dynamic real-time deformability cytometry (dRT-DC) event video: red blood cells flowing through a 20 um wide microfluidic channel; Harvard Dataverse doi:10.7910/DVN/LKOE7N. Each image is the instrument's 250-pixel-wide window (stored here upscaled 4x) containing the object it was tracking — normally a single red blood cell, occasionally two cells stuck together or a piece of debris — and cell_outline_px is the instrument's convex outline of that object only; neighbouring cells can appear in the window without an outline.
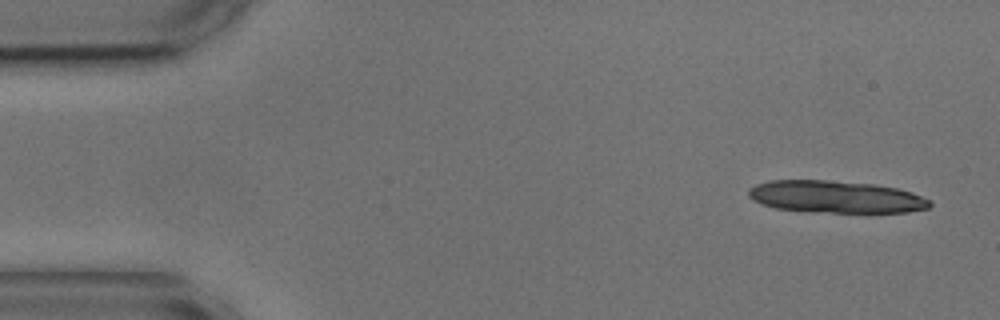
{"species": "common noctule bat (a hibernating species)", "species_latin": "Nyctalus noctula", "temperature_condition": "cold", "stored_images_in_passage": 4, "camera_frame_rate_fps": 3000, "um_per_image_px": 0.085, "animal": {"sex": "male", "body_mass_g": 17.9, "forearm_length_mm": 54.2}, "frame": {"image": 1, "passage_image": 1, "time_ms": 0.0, "image_size_px": [1000, 320], "cell_outline_px": [[932, 204], [928, 208], [908, 212], [832, 212], [776, 208], [760, 204], [752, 200], [748, 196], [748, 188], [756, 184], [768, 180], [824, 180], [876, 184], [896, 188], [912, 192], [932, 200]], "centroid_in_image_um": [71.04, 16.72], "position_along_channel_um": 14.0, "area_um2": 33.99}}